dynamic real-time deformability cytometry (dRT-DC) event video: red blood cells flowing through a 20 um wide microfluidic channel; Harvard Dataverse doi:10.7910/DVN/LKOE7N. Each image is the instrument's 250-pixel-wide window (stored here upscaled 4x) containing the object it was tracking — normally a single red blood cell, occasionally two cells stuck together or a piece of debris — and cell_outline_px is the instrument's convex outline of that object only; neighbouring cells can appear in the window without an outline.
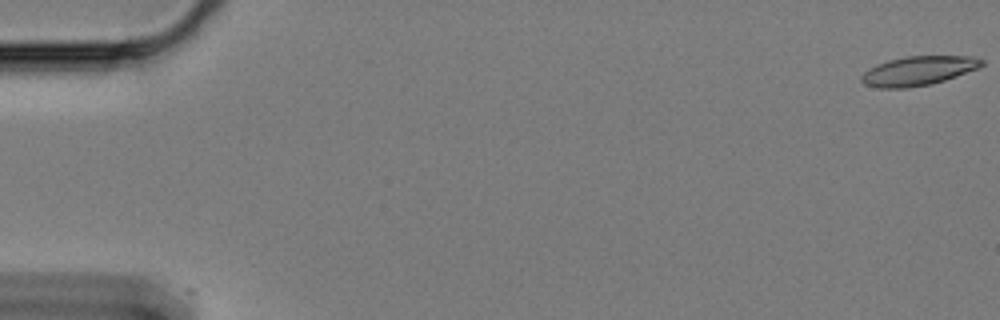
{"species": "Egyptian fruit bat (a non-hibernating species)", "species_latin": "Rousettus aegyptiacus", "temperature_condition": "cold", "stored_images_in_passage": 7, "camera_frame_rate_fps": 3000, "um_per_image_px": 0.085, "animal": {"sex": "female"}, "frame": {"image": 1, "passage_image": 1, "time_ms": 0.0, "image_size_px": [1000, 320], "cell_outline_px": [[984, 64], [980, 68], [932, 84], [908, 88], [880, 88], [864, 84], [860, 80], [860, 76], [868, 68], [876, 64], [888, 60], [908, 56], [972, 56], [984, 60]], "centroid_in_image_um": [78.05, 6.02], "position_along_channel_um": 7.0, "area_um2": 20.63}}